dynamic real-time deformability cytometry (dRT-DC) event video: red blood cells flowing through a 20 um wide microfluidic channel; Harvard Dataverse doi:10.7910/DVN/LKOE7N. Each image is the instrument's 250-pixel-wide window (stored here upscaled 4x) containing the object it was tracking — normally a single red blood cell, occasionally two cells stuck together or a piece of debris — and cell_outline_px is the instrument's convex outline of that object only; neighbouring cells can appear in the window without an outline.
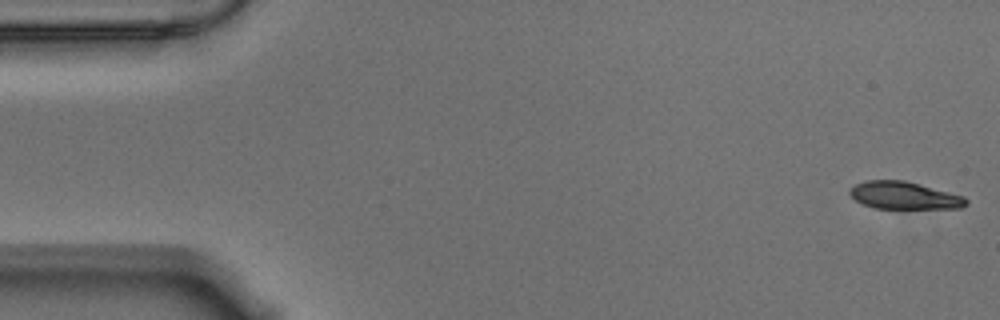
{"species": "Egyptian fruit bat (a non-hibernating species)", "species_latin": "Rousettus aegyptiacus", "temperature_condition": "warm", "stored_images_in_passage": 56, "camera_frame_rate_fps": 3000, "um_per_image_px": 0.085, "animal": {"sex": "male"}, "frame": {"image": 1, "passage_image": 1, "time_ms": 0.0, "image_size_px": [1000, 320], "cell_outline_px": [[968, 204], [960, 208], [872, 208], [856, 200], [848, 192], [848, 188], [856, 184], [868, 180], [904, 180], [964, 196], [968, 200]], "centroid_in_image_um": [76.84, 16.61], "position_along_channel_um": 8.2, "area_um2": 18.5}}
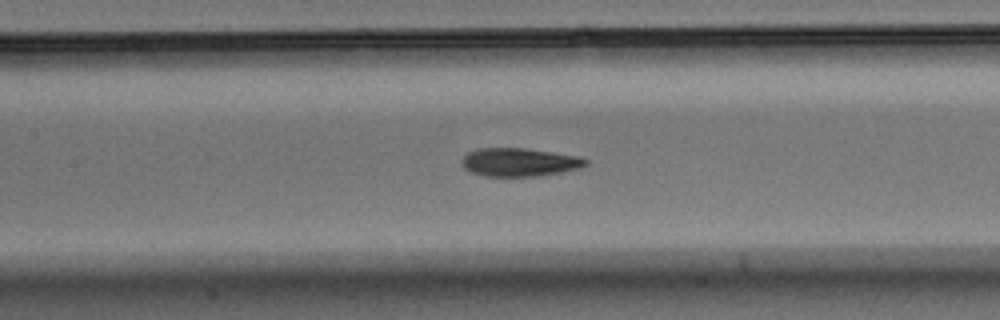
{"frame": {"image": 2, "passage_image": 25, "time_ms": 8.0, "image_size_px": [1000, 320], "cell_outline_px": [[588, 164], [580, 168], [540, 176], [484, 176], [472, 172], [464, 168], [460, 164], [460, 160], [468, 152], [480, 148], [524, 148], [580, 156], [588, 160]], "centroid_in_image_um": [44.14, 13.78], "position_along_channel_um": 163.3, "area_um2": 20.52}}
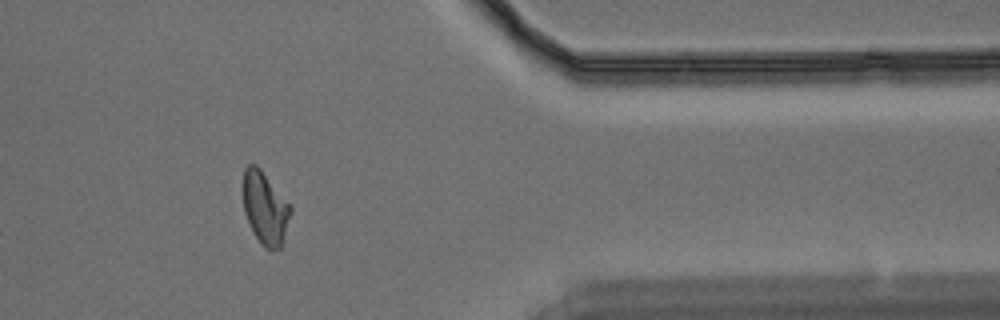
{"frame": {"image": 3, "passage_image": 46, "time_ms": 15.0, "image_size_px": [1000, 320], "cell_outline_px": [[292, 212], [280, 248], [264, 248], [260, 244], [244, 212], [244, 168], [248, 164], [256, 164], [260, 168], [292, 208]], "centroid_in_image_um": [22.54, 17.67], "position_along_channel_um": 388.9, "area_um2": 19.54}, "authors_computed_cell_mechanics": {"area_um2": 20.3167, "velocity_mm_per_s": 3.5327, "shape_relaxation_time_tau1_ms": 5.408, "shape_relaxation_time_tau2_ms": 1.8897, "deformation_change_tau1": 0.1829, "deformation_change_tau2": 0.0787}}